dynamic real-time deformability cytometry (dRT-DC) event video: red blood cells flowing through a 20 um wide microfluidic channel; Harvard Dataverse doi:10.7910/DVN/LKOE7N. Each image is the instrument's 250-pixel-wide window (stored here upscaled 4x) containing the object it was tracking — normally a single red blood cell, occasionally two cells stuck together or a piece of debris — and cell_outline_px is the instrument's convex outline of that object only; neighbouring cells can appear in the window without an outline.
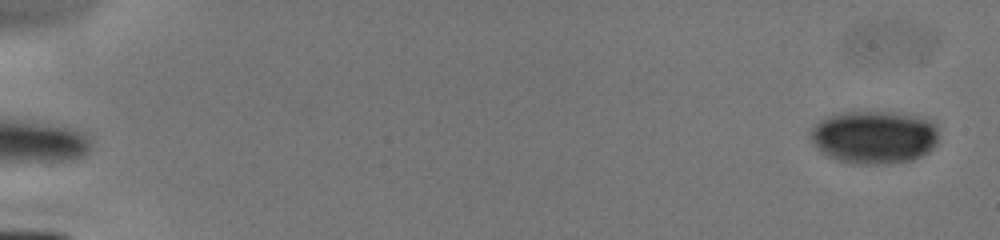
{"species": "human", "species_latin": "Homo sapiens", "temperature_condition": "cold", "stored_images_in_passage": 11, "camera_frame_rate_fps": 3000, "um_per_image_px": 0.085, "donor": {"sex": "male"}, "frame": {"image": 1, "passage_image": 1, "time_ms": 0.0, "image_size_px": [1000, 240], "cell_outline_px": [[936, 144], [928, 152], [912, 160], [892, 164], [848, 164], [836, 160], [824, 152], [812, 140], [812, 128], [820, 120], [828, 116], [844, 112], [884, 112], [916, 116], [928, 120], [936, 128]], "centroid_in_image_um": [74.3, 11.68], "position_along_channel_um": 10.7, "area_um2": 39.07}}
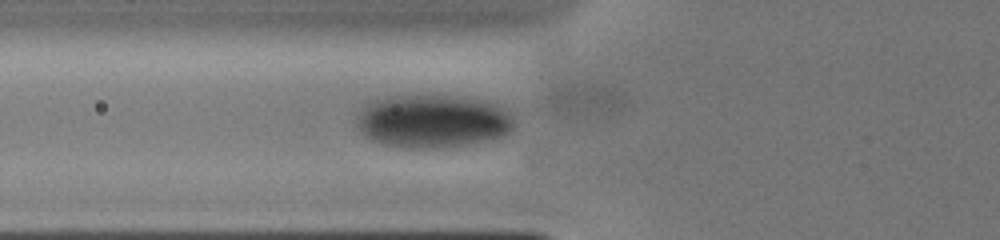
{"frame": {"image": 2, "passage_image": 7, "time_ms": 6.0, "image_size_px": [1000, 240], "cell_outline_px": [[512, 128], [508, 132], [500, 136], [468, 144], [428, 148], [408, 148], [384, 144], [372, 140], [364, 136], [360, 132], [356, 124], [356, 112], [368, 100], [388, 96], [464, 96], [488, 100], [496, 104], [508, 112], [512, 116]], "centroid_in_image_um": [36.69, 10.27], "position_along_channel_um": 89.1, "area_um2": 49.01}}